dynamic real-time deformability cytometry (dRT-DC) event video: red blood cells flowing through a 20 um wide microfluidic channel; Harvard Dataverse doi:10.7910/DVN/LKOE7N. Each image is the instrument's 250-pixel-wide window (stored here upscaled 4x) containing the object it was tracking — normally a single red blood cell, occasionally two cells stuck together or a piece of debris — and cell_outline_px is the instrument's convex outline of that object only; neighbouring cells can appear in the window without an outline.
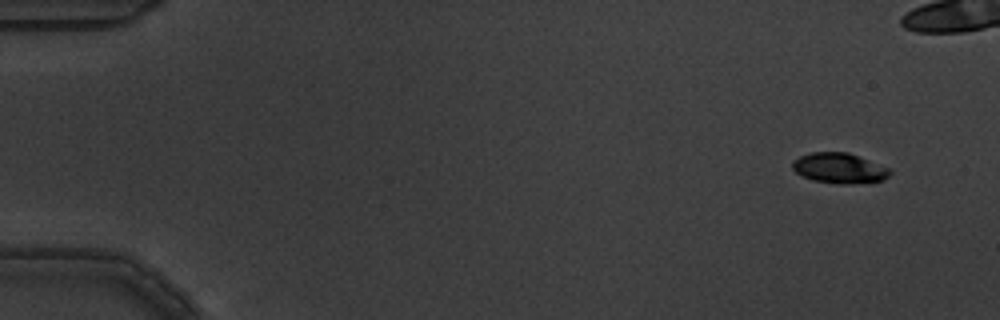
{"species": "common noctule bat (a hibernating species)", "species_latin": "Nyctalus noctula", "temperature_condition": "warm", "stored_images_in_passage": 5, "camera_frame_rate_fps": 3000, "um_per_image_px": 0.085, "animal": {"sex": "male", "body_mass_g": 19.5, "forearm_length_mm": 54.6}, "frame": {"image": 1, "passage_image": 1, "time_ms": 0.0, "image_size_px": [1000, 320], "cell_outline_px": [[892, 172], [884, 180], [848, 184], [840, 184], [812, 180], [796, 172], [792, 168], [792, 160], [800, 156], [812, 152], [848, 152], [892, 168]], "centroid_in_image_um": [71.37, 14.28], "position_along_channel_um": 13.6, "area_um2": 17.34}}